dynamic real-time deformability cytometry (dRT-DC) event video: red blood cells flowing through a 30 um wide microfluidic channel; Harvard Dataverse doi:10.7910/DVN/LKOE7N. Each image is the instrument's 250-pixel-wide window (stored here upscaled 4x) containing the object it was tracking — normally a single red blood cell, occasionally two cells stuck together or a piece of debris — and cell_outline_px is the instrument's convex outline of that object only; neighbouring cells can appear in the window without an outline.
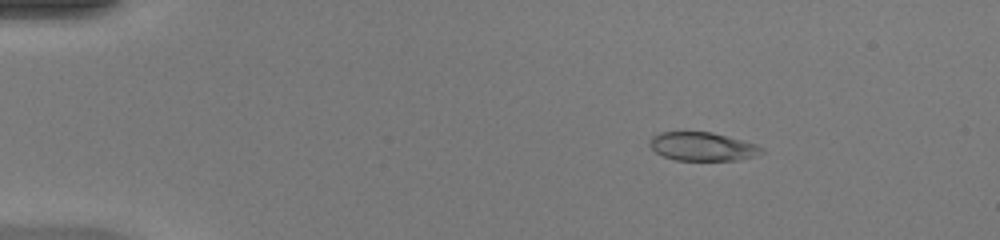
{"species": "common noctule bat (a hibernating species)", "species_latin": "Nyctalus noctula", "temperature_condition": "warm", "stored_images_in_passage": 50, "camera_frame_rate_fps": 3000, "um_per_image_px": 0.085, "animal": {"sex": "female", "body_mass_g": 20.0, "forearm_length_mm": 54.0}, "frame": {"image": 1, "passage_image": 9, "time_ms": 2.667, "image_size_px": [1000, 240], "cell_outline_px": [[764, 152], [752, 156], [736, 160], [676, 160], [664, 156], [656, 152], [648, 144], [652, 136], [660, 132], [712, 132], [756, 144], [764, 148]], "centroid_in_image_um": [59.69, 12.45], "position_along_channel_um": 25.3, "area_um2": 18.44}}
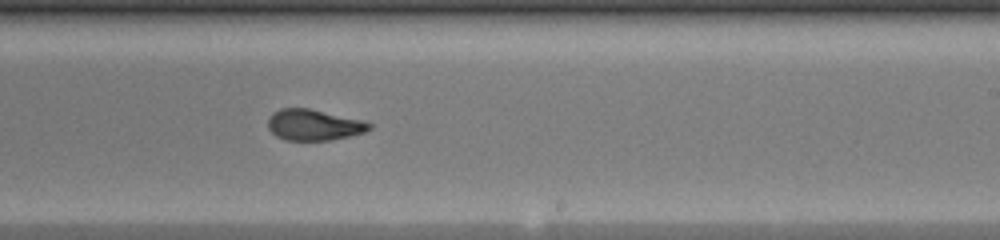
{"frame": {"image": 2, "passage_image": 32, "time_ms": 10.333, "image_size_px": [1000, 240], "cell_outline_px": [[372, 128], [364, 132], [348, 136], [328, 140], [284, 140], [276, 136], [268, 128], [268, 116], [272, 112], [280, 108], [308, 108], [360, 120], [372, 124]], "centroid_in_image_um": [26.61, 10.61], "position_along_channel_um": 262.4, "area_um2": 18.15}}
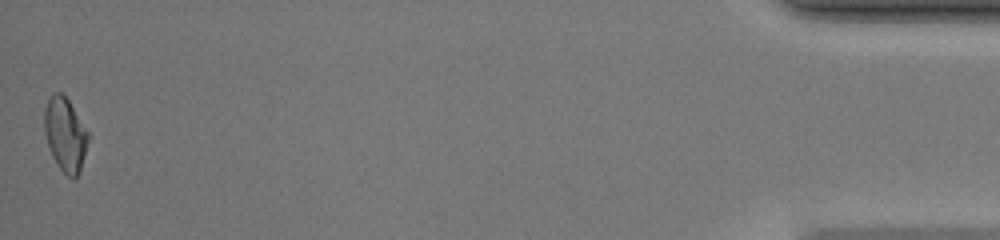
{"frame": {"image": 3, "passage_image": 50, "time_ms": 16.333, "image_size_px": [1000, 240], "cell_outline_px": [[88, 140], [80, 172], [72, 180], [56, 164], [52, 156], [44, 132], [44, 108], [52, 92], [60, 92], [68, 100], [88, 132]], "centroid_in_image_um": [5.52, 11.44], "position_along_channel_um": 429.7, "area_um2": 18.61}, "authors_computed_cell_mechanics": {"area_um2": 19.0451, "velocity_mm_per_s": 4.2616, "shape_relaxation_time_tau1_ms": 3.743, "shape_relaxation_time_tau2_ms": 1.3641, "deformation_change_tau1": 0.191, "deformation_change_tau2": 0.0876}}